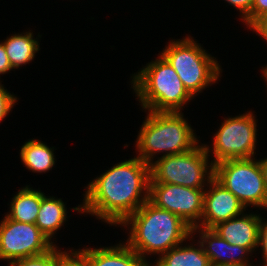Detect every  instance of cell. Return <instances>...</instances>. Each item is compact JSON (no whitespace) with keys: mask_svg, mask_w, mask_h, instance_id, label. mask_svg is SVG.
I'll return each instance as SVG.
<instances>
[{"mask_svg":"<svg viewBox=\"0 0 267 266\" xmlns=\"http://www.w3.org/2000/svg\"><path fill=\"white\" fill-rule=\"evenodd\" d=\"M90 181L84 187L82 204L70 211L119 227L149 200L150 165L135 155L115 163Z\"/></svg>","mask_w":267,"mask_h":266,"instance_id":"cell-1","label":"cell"},{"mask_svg":"<svg viewBox=\"0 0 267 266\" xmlns=\"http://www.w3.org/2000/svg\"><path fill=\"white\" fill-rule=\"evenodd\" d=\"M120 226L129 231L125 243L149 264V256L159 257L192 235V228L180 217L149 200Z\"/></svg>","mask_w":267,"mask_h":266,"instance_id":"cell-2","label":"cell"},{"mask_svg":"<svg viewBox=\"0 0 267 266\" xmlns=\"http://www.w3.org/2000/svg\"><path fill=\"white\" fill-rule=\"evenodd\" d=\"M144 111L146 118L135 141V154L143 162L151 164L159 155L188 152L201 142L183 112Z\"/></svg>","mask_w":267,"mask_h":266,"instance_id":"cell-3","label":"cell"},{"mask_svg":"<svg viewBox=\"0 0 267 266\" xmlns=\"http://www.w3.org/2000/svg\"><path fill=\"white\" fill-rule=\"evenodd\" d=\"M131 74V89L143 110L152 112H182L194 98L184 88L175 69L158 53ZM183 109V110H182Z\"/></svg>","mask_w":267,"mask_h":266,"instance_id":"cell-4","label":"cell"},{"mask_svg":"<svg viewBox=\"0 0 267 266\" xmlns=\"http://www.w3.org/2000/svg\"><path fill=\"white\" fill-rule=\"evenodd\" d=\"M193 38L188 34L182 39H172L159 53L171 64L184 88L195 98L220 81L223 68L220 61Z\"/></svg>","mask_w":267,"mask_h":266,"instance_id":"cell-5","label":"cell"},{"mask_svg":"<svg viewBox=\"0 0 267 266\" xmlns=\"http://www.w3.org/2000/svg\"><path fill=\"white\" fill-rule=\"evenodd\" d=\"M203 143L192 150L158 157L150 165L149 183H169L205 189L214 178V165Z\"/></svg>","mask_w":267,"mask_h":266,"instance_id":"cell-6","label":"cell"},{"mask_svg":"<svg viewBox=\"0 0 267 266\" xmlns=\"http://www.w3.org/2000/svg\"><path fill=\"white\" fill-rule=\"evenodd\" d=\"M254 111H245L237 116L224 117L213 134V144H203L213 165L230 159L253 158L256 155L257 122ZM213 156V157H212Z\"/></svg>","mask_w":267,"mask_h":266,"instance_id":"cell-7","label":"cell"},{"mask_svg":"<svg viewBox=\"0 0 267 266\" xmlns=\"http://www.w3.org/2000/svg\"><path fill=\"white\" fill-rule=\"evenodd\" d=\"M214 178L248 210V207L267 211V189L260 160L230 159L214 165ZM263 208V209H262Z\"/></svg>","mask_w":267,"mask_h":266,"instance_id":"cell-8","label":"cell"},{"mask_svg":"<svg viewBox=\"0 0 267 266\" xmlns=\"http://www.w3.org/2000/svg\"><path fill=\"white\" fill-rule=\"evenodd\" d=\"M54 246L35 224L18 222L6 215L0 220V260L8 264L45 254Z\"/></svg>","mask_w":267,"mask_h":266,"instance_id":"cell-9","label":"cell"},{"mask_svg":"<svg viewBox=\"0 0 267 266\" xmlns=\"http://www.w3.org/2000/svg\"><path fill=\"white\" fill-rule=\"evenodd\" d=\"M205 189H193L169 183H149V201L176 214L191 228L197 227L203 214Z\"/></svg>","mask_w":267,"mask_h":266,"instance_id":"cell-10","label":"cell"},{"mask_svg":"<svg viewBox=\"0 0 267 266\" xmlns=\"http://www.w3.org/2000/svg\"><path fill=\"white\" fill-rule=\"evenodd\" d=\"M246 210L236 196L213 178L205 188L203 214L197 227L212 229L218 223L240 216Z\"/></svg>","mask_w":267,"mask_h":266,"instance_id":"cell-11","label":"cell"},{"mask_svg":"<svg viewBox=\"0 0 267 266\" xmlns=\"http://www.w3.org/2000/svg\"><path fill=\"white\" fill-rule=\"evenodd\" d=\"M261 214L245 211L240 216L218 223L212 229L231 245L257 252ZM256 250V251H255Z\"/></svg>","mask_w":267,"mask_h":266,"instance_id":"cell-12","label":"cell"},{"mask_svg":"<svg viewBox=\"0 0 267 266\" xmlns=\"http://www.w3.org/2000/svg\"><path fill=\"white\" fill-rule=\"evenodd\" d=\"M199 234V236H198ZM192 235L201 244L205 254L209 257L211 265L241 263L253 264L250 256L253 254L247 249L238 245H231L222 239L213 229L201 227L192 228Z\"/></svg>","mask_w":267,"mask_h":266,"instance_id":"cell-13","label":"cell"},{"mask_svg":"<svg viewBox=\"0 0 267 266\" xmlns=\"http://www.w3.org/2000/svg\"><path fill=\"white\" fill-rule=\"evenodd\" d=\"M121 241V242H120ZM111 246L96 248L85 246L83 249H73L88 266H150L124 241Z\"/></svg>","mask_w":267,"mask_h":266,"instance_id":"cell-14","label":"cell"},{"mask_svg":"<svg viewBox=\"0 0 267 266\" xmlns=\"http://www.w3.org/2000/svg\"><path fill=\"white\" fill-rule=\"evenodd\" d=\"M150 266H211V263L201 244L191 235L186 241L157 257Z\"/></svg>","mask_w":267,"mask_h":266,"instance_id":"cell-15","label":"cell"},{"mask_svg":"<svg viewBox=\"0 0 267 266\" xmlns=\"http://www.w3.org/2000/svg\"><path fill=\"white\" fill-rule=\"evenodd\" d=\"M66 202L61 198L55 196L45 195L41 199L40 208L37 214L35 225L41 230V232L53 243L58 234V230L61 229L68 221V211ZM57 232V233H56Z\"/></svg>","mask_w":267,"mask_h":266,"instance_id":"cell-16","label":"cell"},{"mask_svg":"<svg viewBox=\"0 0 267 266\" xmlns=\"http://www.w3.org/2000/svg\"><path fill=\"white\" fill-rule=\"evenodd\" d=\"M32 31L29 29L26 32L11 34L3 40L9 62L15 70L34 61L41 50L39 38L42 35L38 33L35 38Z\"/></svg>","mask_w":267,"mask_h":266,"instance_id":"cell-17","label":"cell"},{"mask_svg":"<svg viewBox=\"0 0 267 266\" xmlns=\"http://www.w3.org/2000/svg\"><path fill=\"white\" fill-rule=\"evenodd\" d=\"M44 196L45 193L39 188L36 190L27 184L10 199V204H8L10 209L5 215L18 222L35 224L41 199Z\"/></svg>","mask_w":267,"mask_h":266,"instance_id":"cell-18","label":"cell"},{"mask_svg":"<svg viewBox=\"0 0 267 266\" xmlns=\"http://www.w3.org/2000/svg\"><path fill=\"white\" fill-rule=\"evenodd\" d=\"M54 149L41 140L28 139L19 150V158L29 172L46 174L56 164Z\"/></svg>","mask_w":267,"mask_h":266,"instance_id":"cell-19","label":"cell"},{"mask_svg":"<svg viewBox=\"0 0 267 266\" xmlns=\"http://www.w3.org/2000/svg\"><path fill=\"white\" fill-rule=\"evenodd\" d=\"M73 250H61L55 245L50 251L45 254L26 257L11 262L8 266H61L62 260Z\"/></svg>","mask_w":267,"mask_h":266,"instance_id":"cell-20","label":"cell"},{"mask_svg":"<svg viewBox=\"0 0 267 266\" xmlns=\"http://www.w3.org/2000/svg\"><path fill=\"white\" fill-rule=\"evenodd\" d=\"M11 91H8L4 84H2L1 76H0V123L3 121L7 115H10V112H12V109L18 102V97L15 96V94L10 93Z\"/></svg>","mask_w":267,"mask_h":266,"instance_id":"cell-21","label":"cell"},{"mask_svg":"<svg viewBox=\"0 0 267 266\" xmlns=\"http://www.w3.org/2000/svg\"><path fill=\"white\" fill-rule=\"evenodd\" d=\"M267 15V0H253L251 13L242 21L249 30L259 19Z\"/></svg>","mask_w":267,"mask_h":266,"instance_id":"cell-22","label":"cell"},{"mask_svg":"<svg viewBox=\"0 0 267 266\" xmlns=\"http://www.w3.org/2000/svg\"><path fill=\"white\" fill-rule=\"evenodd\" d=\"M258 249L259 247L261 249L260 252L262 253V264L261 266H267V220L262 217L261 215V220H260V228H259V237H258ZM262 250V251H261ZM257 266V265H255ZM259 266V265H258Z\"/></svg>","mask_w":267,"mask_h":266,"instance_id":"cell-23","label":"cell"},{"mask_svg":"<svg viewBox=\"0 0 267 266\" xmlns=\"http://www.w3.org/2000/svg\"><path fill=\"white\" fill-rule=\"evenodd\" d=\"M230 6L232 5L240 14L241 22L251 13L253 0H224Z\"/></svg>","mask_w":267,"mask_h":266,"instance_id":"cell-24","label":"cell"},{"mask_svg":"<svg viewBox=\"0 0 267 266\" xmlns=\"http://www.w3.org/2000/svg\"><path fill=\"white\" fill-rule=\"evenodd\" d=\"M12 70L3 41H0V75L11 73Z\"/></svg>","mask_w":267,"mask_h":266,"instance_id":"cell-25","label":"cell"},{"mask_svg":"<svg viewBox=\"0 0 267 266\" xmlns=\"http://www.w3.org/2000/svg\"><path fill=\"white\" fill-rule=\"evenodd\" d=\"M61 266H88V265L74 250H72L62 260Z\"/></svg>","mask_w":267,"mask_h":266,"instance_id":"cell-26","label":"cell"},{"mask_svg":"<svg viewBox=\"0 0 267 266\" xmlns=\"http://www.w3.org/2000/svg\"><path fill=\"white\" fill-rule=\"evenodd\" d=\"M253 33L262 37L264 41L267 42V15H264L261 19H259L251 28Z\"/></svg>","mask_w":267,"mask_h":266,"instance_id":"cell-27","label":"cell"},{"mask_svg":"<svg viewBox=\"0 0 267 266\" xmlns=\"http://www.w3.org/2000/svg\"><path fill=\"white\" fill-rule=\"evenodd\" d=\"M260 160V165L263 171V175H264V180H265V186L267 189V157H263V158H259Z\"/></svg>","mask_w":267,"mask_h":266,"instance_id":"cell-28","label":"cell"},{"mask_svg":"<svg viewBox=\"0 0 267 266\" xmlns=\"http://www.w3.org/2000/svg\"><path fill=\"white\" fill-rule=\"evenodd\" d=\"M211 266H254V264H241V263H229V264H220V265H211Z\"/></svg>","mask_w":267,"mask_h":266,"instance_id":"cell-29","label":"cell"},{"mask_svg":"<svg viewBox=\"0 0 267 266\" xmlns=\"http://www.w3.org/2000/svg\"><path fill=\"white\" fill-rule=\"evenodd\" d=\"M261 71H262L261 72V74H262L261 77H263V79L265 80V84L267 85V64L265 65V67L262 66ZM266 88H267V86H266Z\"/></svg>","mask_w":267,"mask_h":266,"instance_id":"cell-30","label":"cell"}]
</instances>
